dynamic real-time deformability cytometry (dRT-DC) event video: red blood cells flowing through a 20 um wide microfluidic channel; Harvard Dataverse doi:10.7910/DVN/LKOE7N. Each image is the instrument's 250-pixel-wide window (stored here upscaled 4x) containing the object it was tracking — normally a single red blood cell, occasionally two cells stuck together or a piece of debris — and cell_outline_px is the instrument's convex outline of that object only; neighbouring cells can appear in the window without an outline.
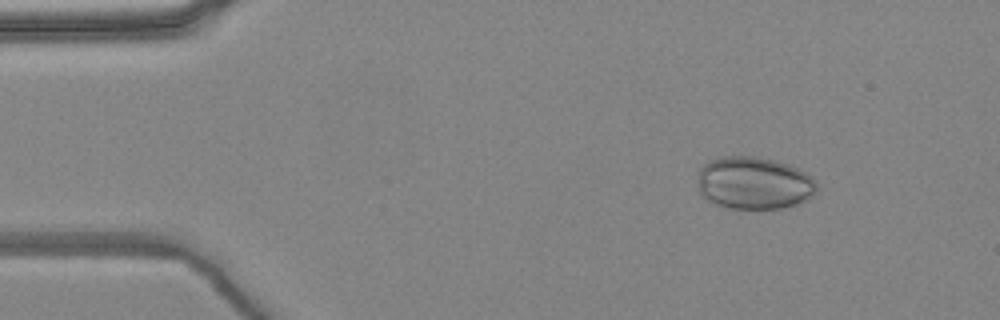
{"species": "common noctule bat (a hibernating species)", "species_latin": "Nyctalus noctula", "temperature_condition": "warm", "stored_images_in_passage": 4, "camera_frame_rate_fps": 3000, "um_per_image_px": 0.085, "animal": {"sex": "female", "body_mass_g": 24.6, "forearm_length_mm": 56.2}, "frame": {"image": 1, "passage_image": 2, "time_ms": 0.333, "image_size_px": [1000, 320], "cell_outline_px": [[816, 192], [812, 196], [796, 204], [780, 208], [728, 208], [716, 204], [708, 200], [700, 192], [696, 180], [700, 168], [704, 164], [712, 160], [724, 156], [756, 156], [788, 164], [812, 176], [816, 180]], "centroid_in_image_um": [64.07, 15.55], "position_along_channel_um": 20.9, "area_um2": 36.36}}